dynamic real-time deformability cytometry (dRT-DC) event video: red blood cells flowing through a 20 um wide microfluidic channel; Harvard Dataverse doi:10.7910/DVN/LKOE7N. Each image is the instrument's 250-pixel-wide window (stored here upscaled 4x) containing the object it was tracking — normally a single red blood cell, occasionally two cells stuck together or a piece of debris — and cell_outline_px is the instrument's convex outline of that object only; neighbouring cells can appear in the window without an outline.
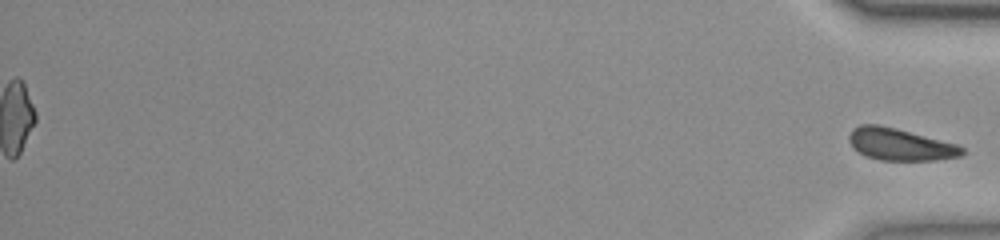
{"species": "common noctule bat (a hibernating species)", "species_latin": "Nyctalus noctula", "temperature_condition": "room temperature", "stored_images_in_passage": 48, "segment_of_instrument_passage": [2, 2], "camera_frame_rate_fps": 3000, "um_per_image_px": 0.085, "animal": {"sex": "female", "body_mass_g": 23.0, "forearm_length_mm": 53.4}, "frame": {"image": 1, "passage_image": 48, "time_ms": 15.667, "image_size_px": [1000, 240], "cell_outline_px": [[964, 156], [936, 160], [880, 160], [868, 156], [852, 148], [848, 140], [848, 136], [852, 128], [860, 124], [880, 124], [896, 128], [956, 144], [964, 148]], "centroid_in_image_um": [76.49, 12.27], "position_along_channel_um": 358.7, "area_um2": 21.15}}